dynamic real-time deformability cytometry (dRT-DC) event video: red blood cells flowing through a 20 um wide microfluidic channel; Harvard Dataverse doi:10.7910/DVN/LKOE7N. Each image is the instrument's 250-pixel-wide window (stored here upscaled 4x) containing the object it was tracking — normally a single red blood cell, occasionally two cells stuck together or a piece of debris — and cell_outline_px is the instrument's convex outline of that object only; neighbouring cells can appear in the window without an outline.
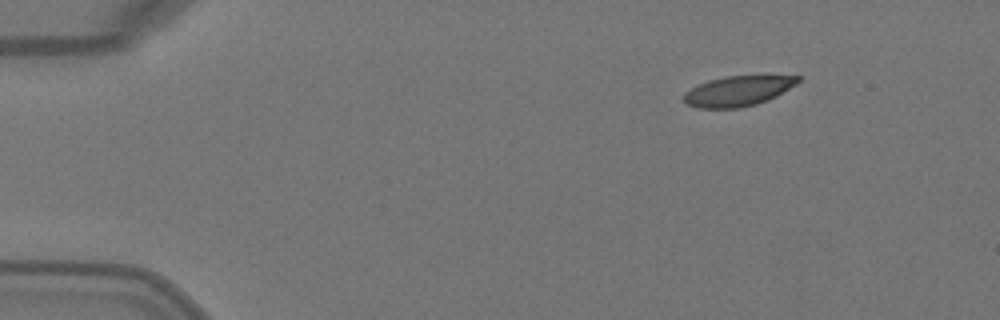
{"species": "Egyptian fruit bat (a non-hibernating species)", "species_latin": "Rousettus aegyptiacus", "temperature_condition": "warm", "stored_images_in_passage": 3, "camera_frame_rate_fps": 3000, "um_per_image_px": 0.085, "animal": {"sex": "female"}, "frame": {"image": 1, "passage_image": 1, "time_ms": 0.0, "image_size_px": [1000, 320], "cell_outline_px": [[800, 80], [796, 84], [776, 96], [768, 100], [756, 104], [736, 108], [696, 108], [688, 104], [684, 100], [684, 92], [708, 80], [724, 76], [800, 76]], "centroid_in_image_um": [62.71, 7.74], "position_along_channel_um": 22.3, "area_um2": 19.83}}